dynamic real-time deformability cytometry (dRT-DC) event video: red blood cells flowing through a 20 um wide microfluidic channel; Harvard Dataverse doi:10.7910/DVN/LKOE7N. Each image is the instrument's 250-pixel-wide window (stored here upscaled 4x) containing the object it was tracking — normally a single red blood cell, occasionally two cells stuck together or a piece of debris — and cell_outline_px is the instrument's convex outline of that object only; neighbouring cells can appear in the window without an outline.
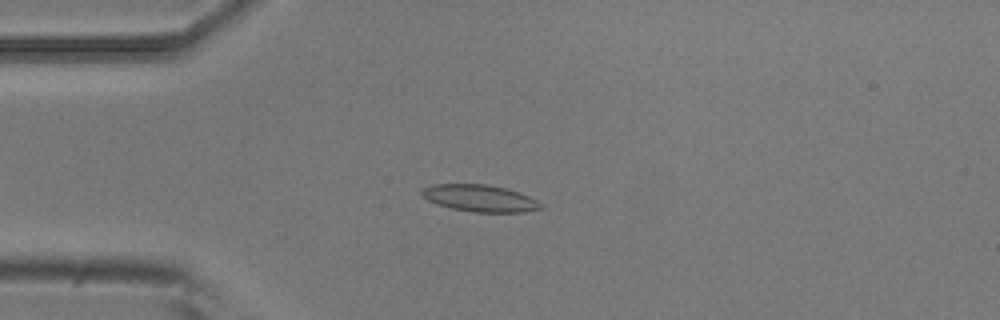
{"species": "common noctule bat (a hibernating species)", "species_latin": "Nyctalus noctula", "temperature_condition": "room temperature", "stored_images_in_passage": 5, "camera_frame_rate_fps": 3000, "um_per_image_px": 0.085, "animal": {"sex": "male", "body_mass_g": 20.5, "forearm_length_mm": 52.5}, "frame": {"image": 1, "passage_image": 3, "time_ms": 0.667, "image_size_px": [1000, 320], "cell_outline_px": [[544, 208], [524, 212], [472, 212], [452, 208], [436, 204], [428, 200], [420, 192], [424, 188], [432, 184], [484, 184], [504, 188], [520, 192], [544, 204]], "centroid_in_image_um": [40.82, 16.85], "position_along_channel_um": 44.2, "area_um2": 18.61}}
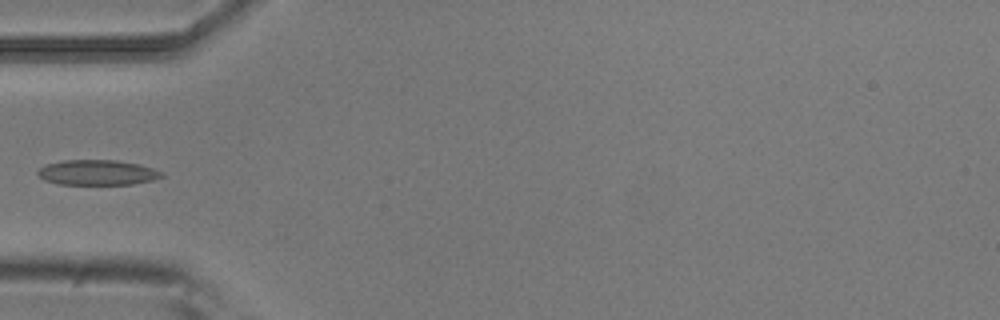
{"frame": {"image": 2, "passage_image": 4, "time_ms": 1.0, "image_size_px": [1000, 320], "cell_outline_px": [[164, 176], [152, 180], [132, 184], [60, 184], [44, 180], [36, 172], [44, 164], [64, 160], [116, 160], [140, 164], [164, 172]], "centroid_in_image_um": [8.28, 14.65], "position_along_channel_um": 76.7, "area_um2": 18.21}}
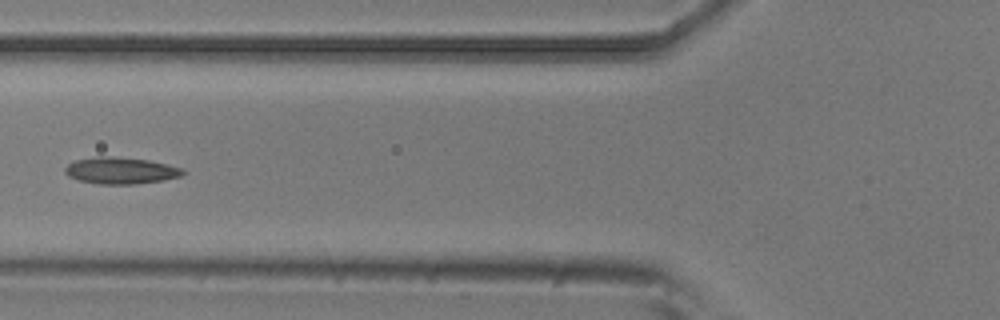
{"frame": {"image": 3, "passage_image": 5, "time_ms": 1.333, "image_size_px": [1000, 320], "cell_outline_px": [[184, 172], [180, 176], [164, 180], [136, 184], [100, 184], [80, 180], [68, 176], [64, 172], [64, 168], [68, 164], [76, 160], [96, 156], [112, 156], [148, 160], [168, 164], [184, 168]], "centroid_in_image_um": [10.26, 14.49], "position_along_channel_um": 115.5, "area_um2": 18.32}}